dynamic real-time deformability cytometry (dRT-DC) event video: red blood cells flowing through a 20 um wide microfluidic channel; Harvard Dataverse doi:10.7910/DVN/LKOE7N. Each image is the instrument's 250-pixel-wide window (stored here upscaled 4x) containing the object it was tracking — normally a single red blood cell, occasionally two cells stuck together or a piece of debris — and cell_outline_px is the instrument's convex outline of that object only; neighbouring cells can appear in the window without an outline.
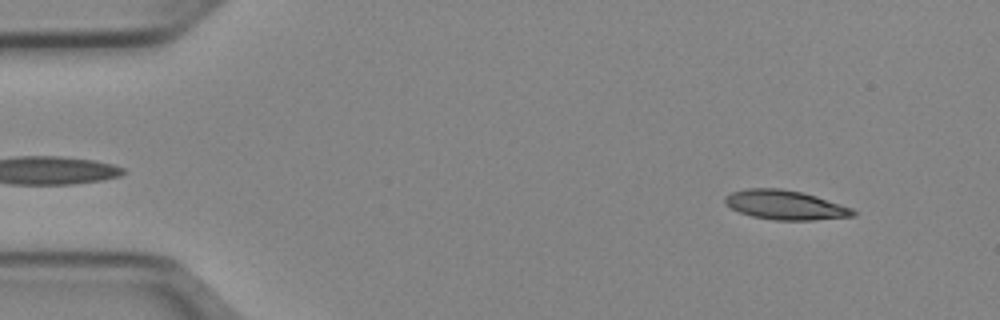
{"species": "Egyptian fruit bat (a non-hibernating species)", "species_latin": "Rousettus aegyptiacus", "temperature_condition": "cold", "stored_images_in_passage": 50, "camera_frame_rate_fps": 3000, "um_per_image_px": 0.085, "animal": {"sex": "female"}, "frame": {"image": 1, "passage_image": 4, "time_ms": 1.0, "image_size_px": [1000, 320], "cell_outline_px": [[856, 216], [812, 220], [772, 220], [752, 216], [740, 212], [724, 204], [724, 196], [732, 192], [748, 188], [780, 188], [800, 192], [816, 196], [852, 208], [856, 212]], "centroid_in_image_um": [66.73, 17.42], "position_along_channel_um": 18.3, "area_um2": 21.85}}
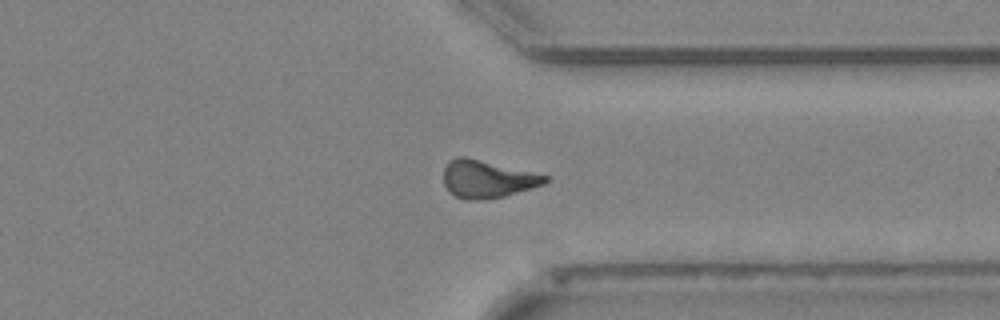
{"frame": {"image": 2, "passage_image": 38, "time_ms": 12.333, "image_size_px": [1000, 320], "cell_outline_px": [[552, 176], [544, 184], [532, 188], [504, 196], [484, 200], [464, 200], [456, 196], [444, 184], [444, 168], [448, 160], [456, 156], [464, 156]], "centroid_in_image_um": [41.44, 15.21], "position_along_channel_um": 370.0, "area_um2": 22.37}}
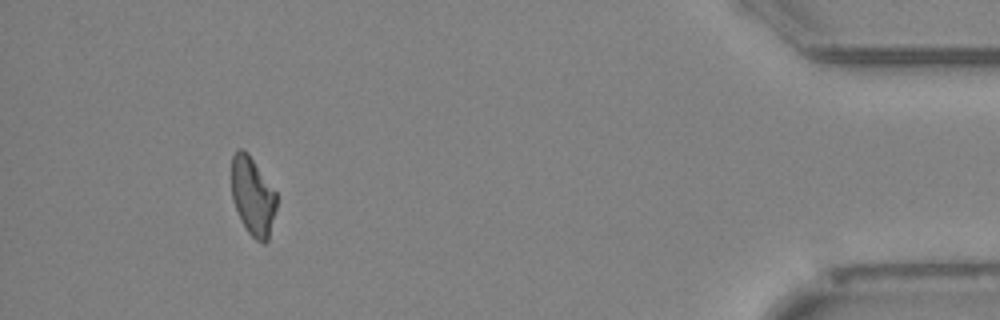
{"frame": {"image": 3, "passage_image": 46, "time_ms": 15.0, "image_size_px": [1000, 320], "cell_outline_px": [[276, 208], [268, 240], [264, 244], [256, 240], [248, 232], [240, 220], [232, 200], [232, 156], [240, 148], [244, 148], [248, 152], [276, 192]], "centroid_in_image_um": [21.47, 16.68], "position_along_channel_um": 413.7, "area_um2": 20.58}}